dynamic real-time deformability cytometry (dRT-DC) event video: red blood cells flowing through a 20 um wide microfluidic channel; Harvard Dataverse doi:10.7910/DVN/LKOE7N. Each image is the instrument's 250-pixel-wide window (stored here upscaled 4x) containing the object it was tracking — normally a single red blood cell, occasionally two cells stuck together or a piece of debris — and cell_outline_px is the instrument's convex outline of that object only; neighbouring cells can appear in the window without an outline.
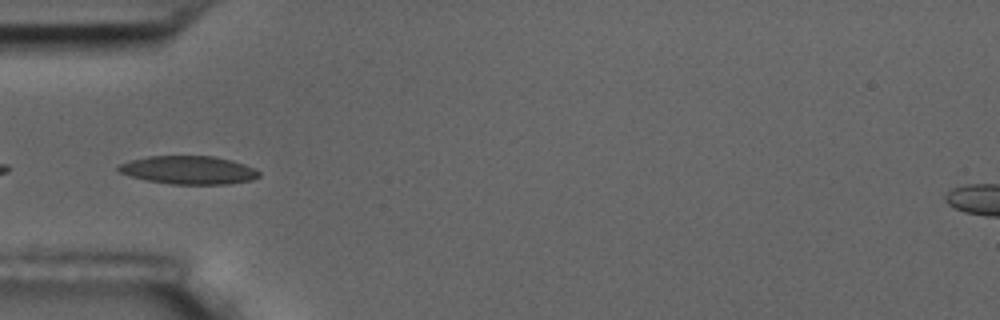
{"species": "common noctule bat (a hibernating species)", "species_latin": "Nyctalus noctula", "temperature_condition": "room temperature", "stored_images_in_passage": 3, "camera_frame_rate_fps": 3000, "um_per_image_px": 0.085, "animal": {"sex": "male", "body_mass_g": 17.5, "forearm_length_mm": 52.3}, "frame": {"image": 1, "passage_image": 1, "time_ms": 0.0, "image_size_px": [1000, 320], "cell_outline_px": [[260, 176], [252, 180], [228, 184], [172, 184], [148, 180], [116, 172], [116, 164], [148, 156], [212, 156], [232, 160], [256, 168], [260, 172]], "centroid_in_image_um": [16.03, 14.45], "position_along_channel_um": 69.0, "area_um2": 23.24}}